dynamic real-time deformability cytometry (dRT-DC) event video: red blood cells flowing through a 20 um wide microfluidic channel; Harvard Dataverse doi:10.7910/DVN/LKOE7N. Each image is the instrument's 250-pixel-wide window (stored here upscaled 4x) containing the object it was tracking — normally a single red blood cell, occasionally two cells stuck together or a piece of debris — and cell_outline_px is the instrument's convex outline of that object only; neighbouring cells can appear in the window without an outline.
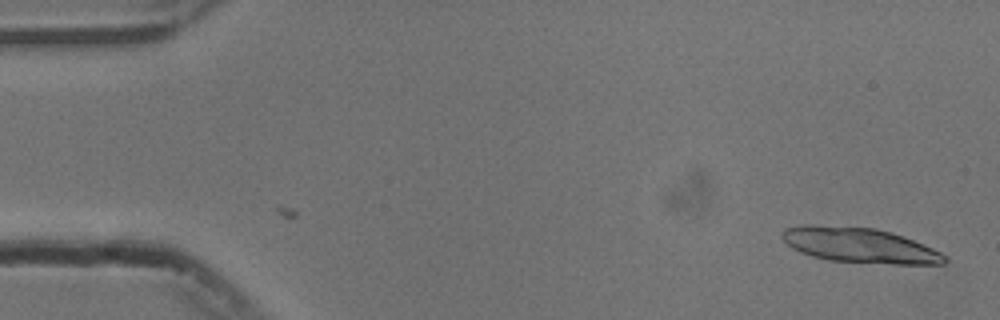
{"species": "common noctule bat (a hibernating species)", "species_latin": "Nyctalus noctula", "temperature_condition": "cold", "stored_images_in_passage": 39, "camera_frame_rate_fps": 3000, "um_per_image_px": 0.085, "animal": {"sex": "male", "body_mass_g": 13.3}, "frame": {"image": 1, "passage_image": 1, "time_ms": 0.0, "image_size_px": [1000, 320], "cell_outline_px": [[948, 260], [944, 264], [892, 264], [828, 260], [812, 256], [800, 252], [792, 248], [780, 236], [784, 228], [800, 224], [812, 224], [876, 228], [892, 232], [904, 236], [924, 244], [948, 256]], "centroid_in_image_um": [73.06, 20.84], "position_along_channel_um": 11.9, "area_um2": 33.52}}
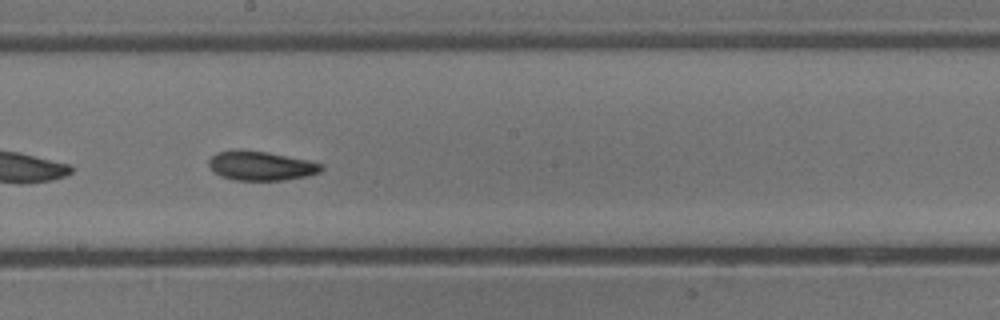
{"frame": {"image": 2, "passage_image": 29, "time_ms": 9.333, "image_size_px": [1000, 320], "cell_outline_px": [[324, 168], [320, 172], [308, 176], [284, 180], [232, 180], [220, 176], [212, 172], [208, 164], [208, 160], [216, 152], [232, 148], [240, 148], [268, 152], [308, 160], [324, 164]], "centroid_in_image_um": [22.13, 14.07], "position_along_channel_um": 226.1, "area_um2": 19.77}}
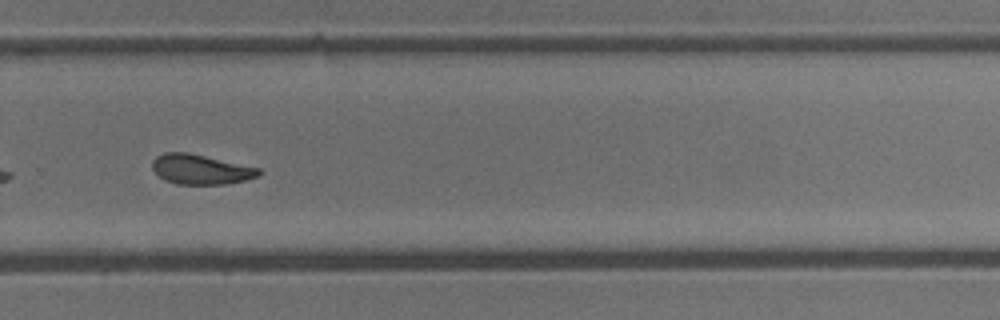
{"frame": {"image": 3, "passage_image": 36, "time_ms": 11.667, "image_size_px": [1000, 320], "cell_outline_px": [[264, 172], [260, 176], [228, 184], [176, 184], [164, 180], [152, 168], [152, 160], [156, 156], [164, 152], [188, 152], [260, 168]], "centroid_in_image_um": [17.08, 14.39], "position_along_channel_um": 312.7, "area_um2": 18.67}}